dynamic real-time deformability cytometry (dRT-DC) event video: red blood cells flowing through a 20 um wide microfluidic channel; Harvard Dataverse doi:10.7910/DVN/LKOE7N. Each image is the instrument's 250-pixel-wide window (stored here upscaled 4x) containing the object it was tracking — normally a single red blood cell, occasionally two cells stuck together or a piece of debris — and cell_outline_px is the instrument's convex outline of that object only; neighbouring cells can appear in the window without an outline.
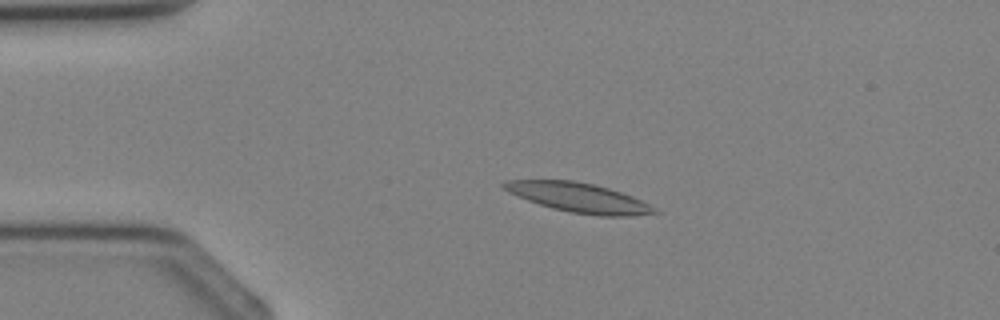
{"species": "Egyptian fruit bat (a non-hibernating species)", "species_latin": "Rousettus aegyptiacus", "temperature_condition": "cold", "stored_images_in_passage": 5, "camera_frame_rate_fps": 3000, "um_per_image_px": 0.085, "animal": {"sex": "female"}, "frame": {"image": 1, "passage_image": 4, "time_ms": 4.333, "image_size_px": [1000, 320], "cell_outline_px": [[660, 212], [628, 216], [600, 216], [572, 212], [552, 208], [528, 200], [508, 192], [500, 184], [508, 180], [572, 180], [592, 184], [608, 188], [632, 196], [656, 208]], "centroid_in_image_um": [49.18, 16.79], "position_along_channel_um": 35.8, "area_um2": 25.43}}
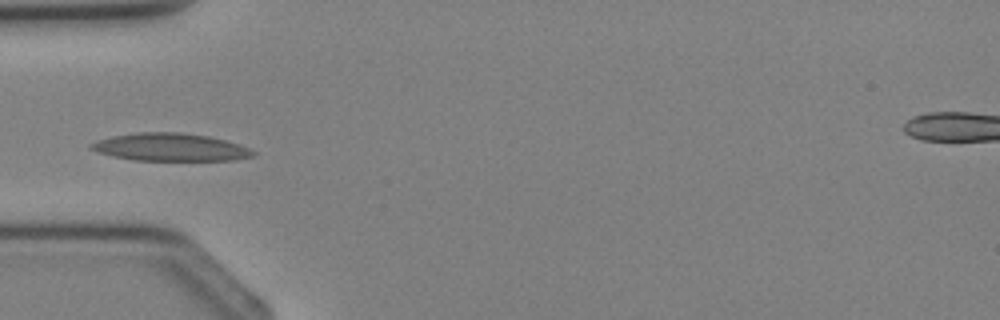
{"frame": {"image": 2, "passage_image": 5, "time_ms": 5.667, "image_size_px": [1000, 320], "cell_outline_px": [[256, 156], [236, 160], [132, 160], [112, 156], [88, 148], [88, 144], [96, 140], [112, 136], [136, 132], [180, 132], [208, 136], [240, 144], [256, 152]], "centroid_in_image_um": [14.47, 12.51], "position_along_channel_um": 70.5, "area_um2": 26.3}}